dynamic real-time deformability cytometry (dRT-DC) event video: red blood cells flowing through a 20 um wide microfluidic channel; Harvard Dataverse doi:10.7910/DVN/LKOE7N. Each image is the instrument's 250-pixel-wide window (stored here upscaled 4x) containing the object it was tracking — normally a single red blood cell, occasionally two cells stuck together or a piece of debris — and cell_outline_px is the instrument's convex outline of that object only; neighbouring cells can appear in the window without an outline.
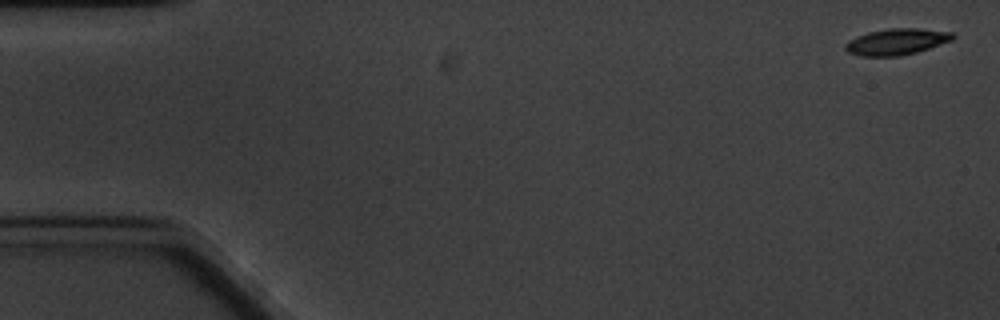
{"species": "common noctule bat (a hibernating species)", "species_latin": "Nyctalus noctula", "temperature_condition": "cold", "stored_images_in_passage": 8, "camera_frame_rate_fps": 3000, "um_per_image_px": 0.085, "animal": {"sex": "male", "body_mass_g": 20.1, "forearm_length_mm": 53.5}, "frame": {"image": 1, "passage_image": 1, "time_ms": 0.0, "image_size_px": [1000, 320], "cell_outline_px": [[956, 36], [952, 40], [916, 52], [900, 56], [860, 56], [848, 52], [844, 48], [844, 44], [848, 40], [856, 36], [868, 32], [888, 28], [916, 28], [952, 32]], "centroid_in_image_um": [76.17, 3.54], "position_along_channel_um": 8.8, "area_um2": 16.47}}
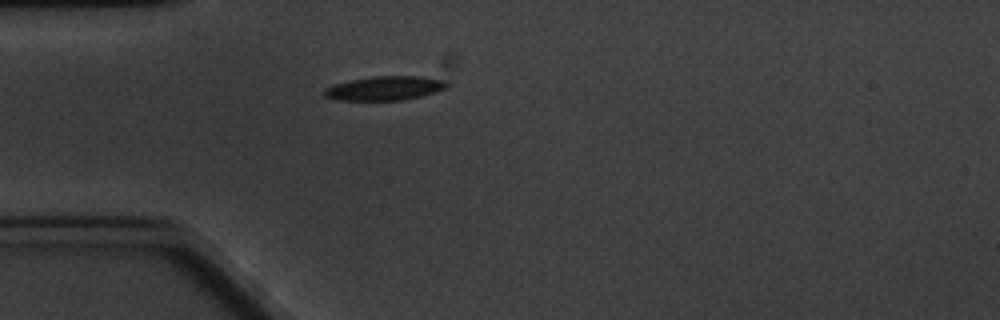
{"frame": {"image": 2, "passage_image": 5, "time_ms": 5.0, "image_size_px": [1000, 320], "cell_outline_px": [[448, 88], [420, 96], [404, 100], [336, 100], [324, 96], [324, 88], [348, 80], [372, 76], [420, 76], [444, 80], [448, 84]], "centroid_in_image_um": [32.7, 7.49], "position_along_channel_um": 52.3, "area_um2": 17.22}}